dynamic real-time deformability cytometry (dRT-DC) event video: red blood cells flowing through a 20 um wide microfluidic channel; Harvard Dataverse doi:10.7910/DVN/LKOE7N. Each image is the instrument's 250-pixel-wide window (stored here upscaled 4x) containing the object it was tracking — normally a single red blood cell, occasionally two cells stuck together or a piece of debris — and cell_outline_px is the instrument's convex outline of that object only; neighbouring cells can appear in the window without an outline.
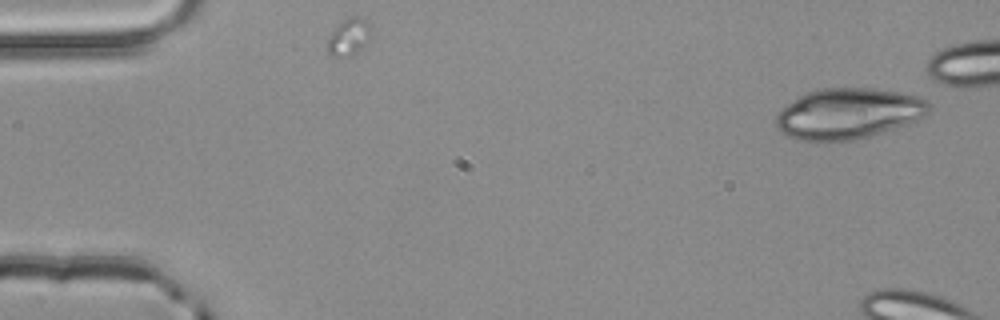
{"species": "common noctule bat (a hibernating species)", "species_latin": "Nyctalus noctula", "temperature_condition": "room temperature", "stored_images_in_passage": 5, "camera_frame_rate_fps": 3000, "um_per_image_px": 0.085, "animal": {"sex": "male", "body_mass_g": 20.4}, "frame": {"image": 1, "passage_image": 1, "time_ms": 0.0, "image_size_px": [1000, 320], "cell_outline_px": [[932, 108], [924, 116], [908, 124], [884, 132], [856, 140], [796, 140], [780, 132], [776, 128], [776, 116], [788, 104], [800, 96], [808, 92], [820, 88], [872, 88], [920, 96], [928, 100], [932, 104]], "centroid_in_image_um": [72.15, 9.65], "position_along_channel_um": 12.8, "area_um2": 45.2}}